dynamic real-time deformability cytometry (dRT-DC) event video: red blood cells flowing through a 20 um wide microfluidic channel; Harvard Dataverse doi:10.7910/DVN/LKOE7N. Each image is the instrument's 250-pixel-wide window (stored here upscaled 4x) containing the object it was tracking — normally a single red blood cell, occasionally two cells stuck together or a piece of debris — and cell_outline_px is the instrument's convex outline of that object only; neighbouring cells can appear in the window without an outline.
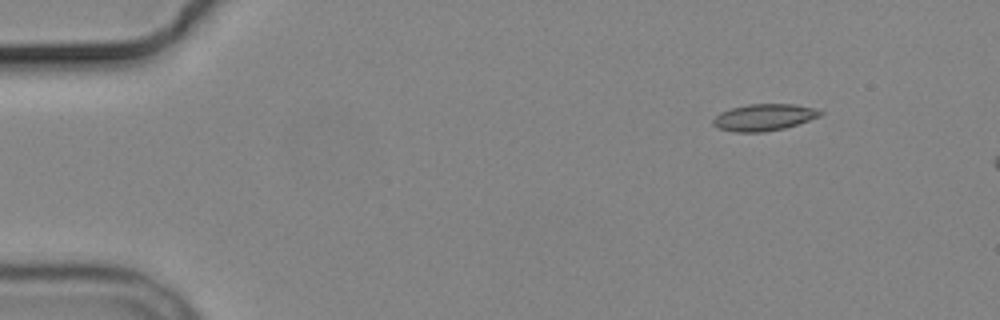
{"species": "common noctule bat (a hibernating species)", "species_latin": "Nyctalus noctula", "temperature_condition": "cold", "stored_images_in_passage": 3, "camera_frame_rate_fps": 3000, "um_per_image_px": 0.085, "animal": {"sex": "male", "body_mass_g": 19.2, "forearm_length_mm": 51.8}, "frame": {"image": 1, "passage_image": 1, "time_ms": 0.0, "image_size_px": [1000, 320], "cell_outline_px": [[824, 112], [820, 116], [784, 128], [764, 132], [736, 132], [716, 128], [712, 124], [712, 120], [720, 112], [732, 108], [748, 104], [796, 104], [816, 108]], "centroid_in_image_um": [64.92, 9.97], "position_along_channel_um": 20.1, "area_um2": 16.7}}